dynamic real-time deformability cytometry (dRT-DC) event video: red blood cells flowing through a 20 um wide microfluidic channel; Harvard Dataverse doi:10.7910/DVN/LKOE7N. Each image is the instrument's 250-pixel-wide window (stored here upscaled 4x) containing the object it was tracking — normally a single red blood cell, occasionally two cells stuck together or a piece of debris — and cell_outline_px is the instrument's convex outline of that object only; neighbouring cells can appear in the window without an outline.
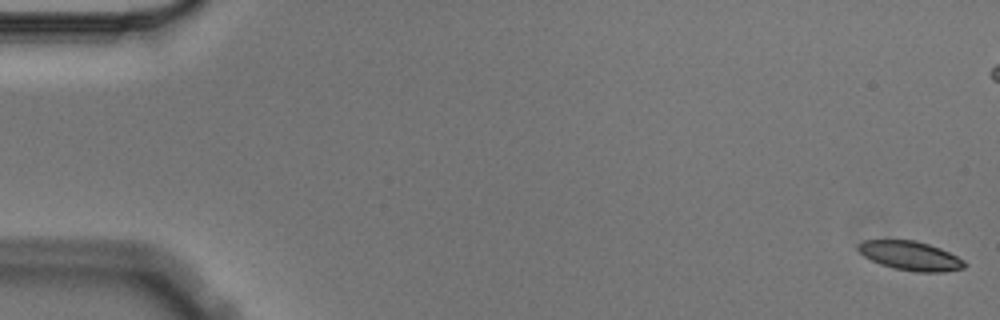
{"species": "Egyptian fruit bat (a non-hibernating species)", "species_latin": "Rousettus aegyptiacus", "temperature_condition": "cold", "stored_images_in_passage": 5, "segment_of_instrument_passage": [2, 2], "camera_frame_rate_fps": 3000, "um_per_image_px": 0.085, "animal": {"sex": "male"}, "frame": {"image": 1, "passage_image": 5, "time_ms": 1.333, "image_size_px": [1000, 320], "cell_outline_px": [[968, 264], [964, 268], [944, 272], [916, 272], [892, 268], [880, 264], [864, 256], [856, 248], [856, 244], [864, 240], [916, 240], [940, 248], [964, 260]], "centroid_in_image_um": [77.38, 21.74], "position_along_channel_um": 7.6, "area_um2": 18.15}}